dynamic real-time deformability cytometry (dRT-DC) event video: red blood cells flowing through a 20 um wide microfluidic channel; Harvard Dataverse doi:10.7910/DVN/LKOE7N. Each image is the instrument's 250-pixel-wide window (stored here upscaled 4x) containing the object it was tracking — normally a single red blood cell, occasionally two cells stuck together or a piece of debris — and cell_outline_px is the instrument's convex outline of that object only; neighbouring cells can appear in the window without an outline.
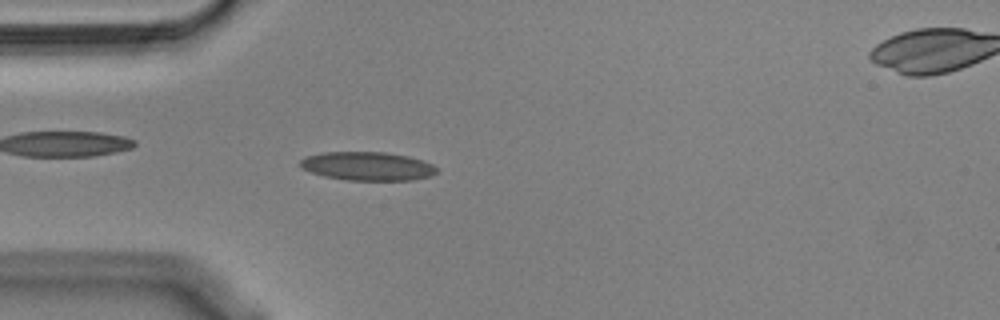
{"species": "Egyptian fruit bat (a non-hibernating species)", "species_latin": "Rousettus aegyptiacus", "temperature_condition": "cold", "stored_images_in_passage": 54, "camera_frame_rate_fps": 3000, "um_per_image_px": 0.085, "animal": {"sex": "male"}, "frame": {"image": 1, "passage_image": 14, "time_ms": 4.333, "image_size_px": [1000, 320], "cell_outline_px": [[436, 172], [428, 176], [412, 180], [348, 180], [324, 176], [300, 168], [300, 160], [308, 156], [324, 152], [384, 152], [408, 156], [424, 160], [432, 164], [436, 168]], "centroid_in_image_um": [31.23, 14.12], "position_along_channel_um": 53.8, "area_um2": 22.6}}
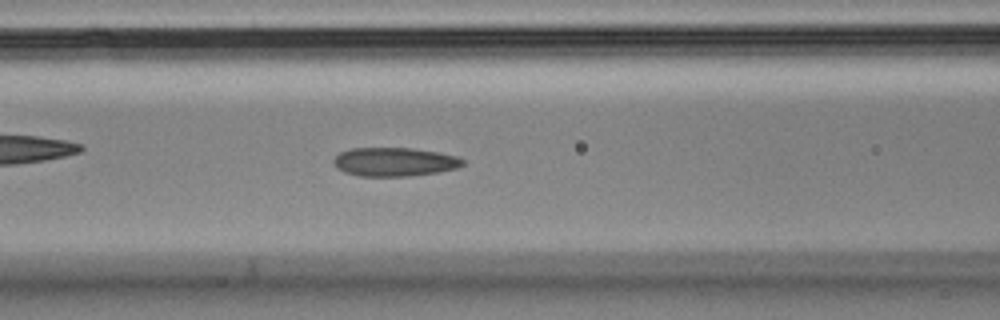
{"frame": {"image": 2, "passage_image": 21, "time_ms": 6.667, "image_size_px": [1000, 320], "cell_outline_px": [[464, 164], [456, 168], [436, 172], [408, 176], [360, 176], [344, 172], [336, 168], [332, 160], [340, 152], [352, 148], [412, 148], [436, 152], [456, 156], [464, 160]], "centroid_in_image_um": [33.49, 13.76], "position_along_channel_um": 133.1, "area_um2": 21.5}}
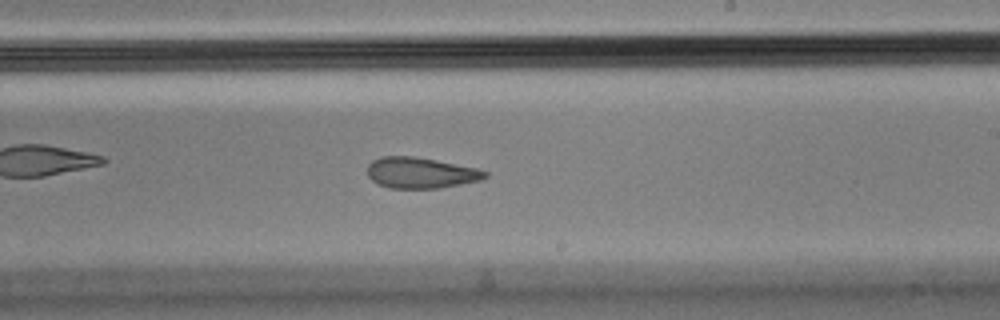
{"frame": {"image": 3, "passage_image": 31, "time_ms": 10.0, "image_size_px": [1000, 320], "cell_outline_px": [[488, 176], [480, 180], [440, 188], [388, 188], [372, 180], [368, 176], [368, 164], [372, 160], [380, 156], [412, 156], [436, 160], [476, 168], [488, 172]], "centroid_in_image_um": [35.74, 14.68], "position_along_channel_um": 253.3, "area_um2": 21.1}, "authors_computed_cell_mechanics": {"area_um2": 22.3397, "velocity_mm_per_s": 3.614, "shape_relaxation_time_tau1_ms": null, "shape_relaxation_time_tau2_ms": 3.3376, "deformation_change_tau1": null, "deformation_change_tau2": 0.1024}}